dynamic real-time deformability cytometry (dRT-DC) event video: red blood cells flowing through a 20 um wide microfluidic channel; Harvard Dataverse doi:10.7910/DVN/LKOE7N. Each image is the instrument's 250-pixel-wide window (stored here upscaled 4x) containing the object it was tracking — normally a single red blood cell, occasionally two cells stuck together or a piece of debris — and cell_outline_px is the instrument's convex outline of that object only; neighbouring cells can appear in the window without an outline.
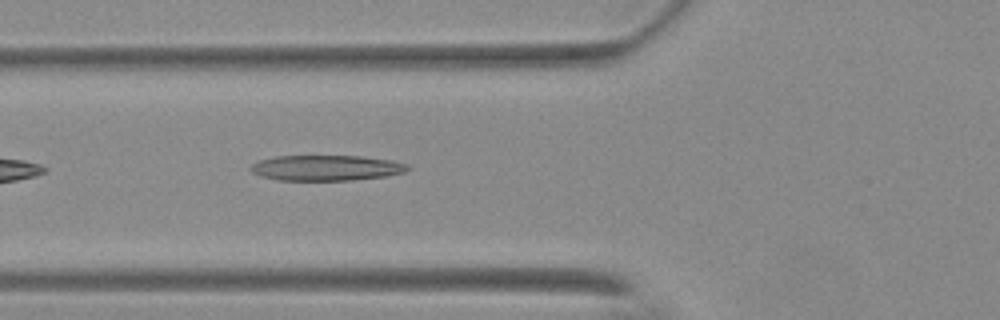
{"species": "Egyptian fruit bat (a non-hibernating species)", "species_latin": "Rousettus aegyptiacus", "temperature_condition": "warm", "stored_images_in_passage": 12, "camera_frame_rate_fps": 3000, "um_per_image_px": 0.085, "animal": {"sex": "female"}, "frame": {"image": 1, "passage_image": 5, "time_ms": 1.333, "image_size_px": [1000, 320], "cell_outline_px": [[408, 168], [404, 172], [388, 176], [352, 180], [276, 180], [260, 176], [252, 172], [248, 168], [252, 164], [260, 160], [276, 156], [364, 156], [392, 160], [408, 164]], "centroid_in_image_um": [27.72, 14.27], "position_along_channel_um": 98.1, "area_um2": 23.41}}
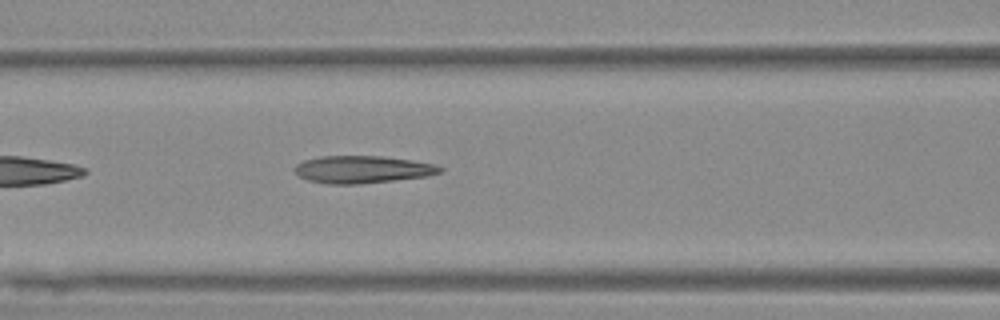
{"frame": {"image": 2, "passage_image": 8, "time_ms": 2.333, "image_size_px": [1000, 320], "cell_outline_px": [[444, 168], [440, 172], [428, 176], [360, 184], [328, 184], [308, 180], [300, 176], [296, 172], [296, 164], [304, 160], [320, 156], [384, 156], [412, 160], [436, 164]], "centroid_in_image_um": [30.84, 14.4], "position_along_channel_um": 135.8, "area_um2": 23.18}}